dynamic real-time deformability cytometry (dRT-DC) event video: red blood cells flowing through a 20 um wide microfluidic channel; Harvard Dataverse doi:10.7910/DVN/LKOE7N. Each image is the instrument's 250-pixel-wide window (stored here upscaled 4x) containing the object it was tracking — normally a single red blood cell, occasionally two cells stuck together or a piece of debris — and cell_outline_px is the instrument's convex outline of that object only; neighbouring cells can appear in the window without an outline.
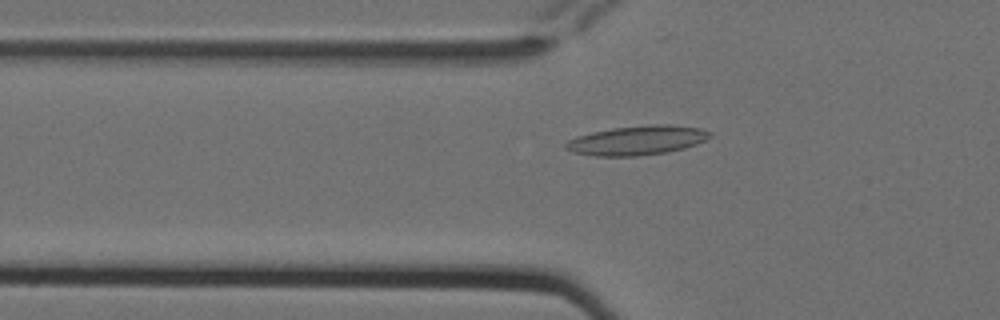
{"species": "Egyptian fruit bat (a non-hibernating species)", "species_latin": "Rousettus aegyptiacus", "temperature_condition": "cold", "stored_images_in_passage": 4, "camera_frame_rate_fps": 3000, "um_per_image_px": 0.085, "animal": {"sex": "female"}, "frame": {"image": 1, "passage_image": 4, "time_ms": 1.0, "image_size_px": [1000, 320], "cell_outline_px": [[712, 136], [696, 144], [684, 148], [668, 152], [636, 156], [596, 156], [572, 152], [564, 148], [564, 144], [568, 140], [576, 136], [592, 132], [612, 128], [652, 124], [668, 124], [700, 128], [712, 132]], "centroid_in_image_um": [54.14, 11.93], "position_along_channel_um": 71.7, "area_um2": 24.74}}